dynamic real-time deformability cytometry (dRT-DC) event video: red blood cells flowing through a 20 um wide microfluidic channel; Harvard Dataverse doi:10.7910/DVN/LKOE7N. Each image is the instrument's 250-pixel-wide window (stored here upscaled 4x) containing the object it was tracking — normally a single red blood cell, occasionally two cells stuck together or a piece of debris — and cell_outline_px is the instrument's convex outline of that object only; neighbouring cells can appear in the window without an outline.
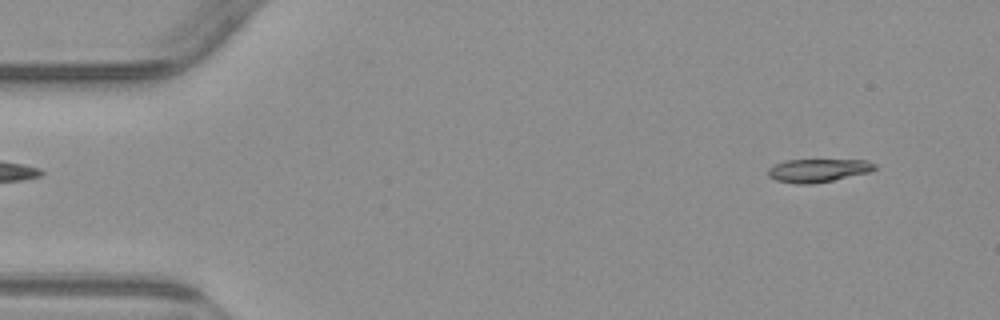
{"species": "common noctule bat (a hibernating species)", "species_latin": "Nyctalus noctula", "temperature_condition": "warm", "stored_images_in_passage": 4, "camera_frame_rate_fps": 3000, "um_per_image_px": 0.085, "animal": {"sex": "male", "body_mass_g": 23.1, "forearm_length_mm": 52.7}, "frame": {"image": 1, "passage_image": 1, "time_ms": 0.0, "image_size_px": [1000, 320], "cell_outline_px": [[876, 168], [868, 172], [832, 180], [812, 184], [796, 184], [776, 180], [768, 176], [768, 168], [784, 160], [868, 160], [876, 164]], "centroid_in_image_um": [69.51, 14.48], "position_along_channel_um": 15.5, "area_um2": 14.33}}
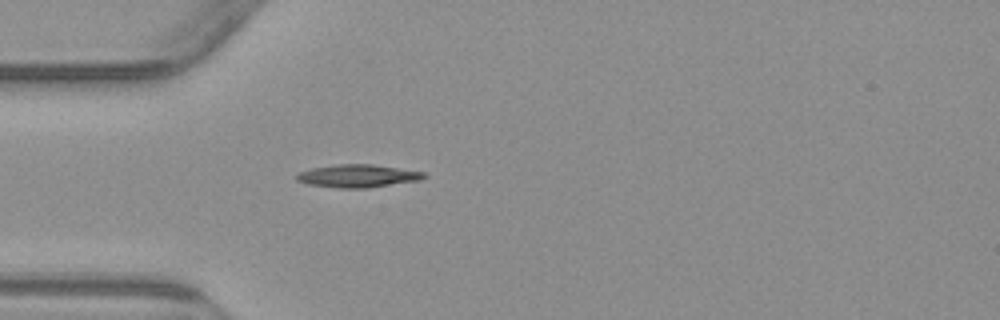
{"frame": {"image": 2, "passage_image": 4, "time_ms": 3.667, "image_size_px": [1000, 320], "cell_outline_px": [[428, 176], [420, 180], [368, 188], [340, 188], [308, 184], [296, 180], [296, 176], [300, 172], [312, 168], [336, 164], [372, 164], [424, 172]], "centroid_in_image_um": [30.42, 14.95], "position_along_channel_um": 54.6, "area_um2": 16.88}}